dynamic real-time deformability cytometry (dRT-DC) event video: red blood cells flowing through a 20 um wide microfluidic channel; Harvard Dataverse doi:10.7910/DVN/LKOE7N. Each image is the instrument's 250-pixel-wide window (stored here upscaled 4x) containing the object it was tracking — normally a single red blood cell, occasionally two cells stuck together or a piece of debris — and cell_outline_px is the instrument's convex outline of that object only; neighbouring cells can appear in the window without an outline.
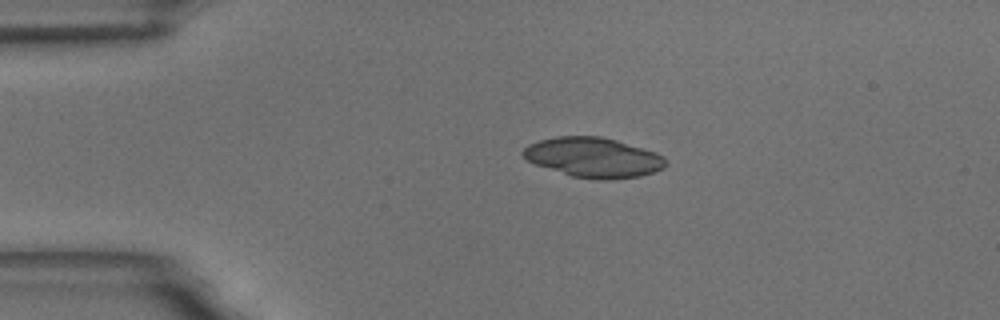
{"species": "common noctule bat (a hibernating species)", "species_latin": "Nyctalus noctula", "temperature_condition": "room temperature", "stored_images_in_passage": 45, "camera_frame_rate_fps": 3000, "um_per_image_px": 0.085, "animal": {"sex": "male", "body_mass_g": 18.8}, "frame": {"image": 1, "passage_image": 1, "time_ms": 0.0, "image_size_px": [1000, 320], "cell_outline_px": [[668, 164], [664, 168], [640, 176], [608, 180], [596, 180], [572, 176], [536, 164], [528, 160], [520, 152], [528, 144], [540, 140], [556, 136], [600, 136], [616, 140], [656, 152], [664, 156], [668, 160]], "centroid_in_image_um": [50.47, 13.38], "position_along_channel_um": 34.5, "area_um2": 33.18}}